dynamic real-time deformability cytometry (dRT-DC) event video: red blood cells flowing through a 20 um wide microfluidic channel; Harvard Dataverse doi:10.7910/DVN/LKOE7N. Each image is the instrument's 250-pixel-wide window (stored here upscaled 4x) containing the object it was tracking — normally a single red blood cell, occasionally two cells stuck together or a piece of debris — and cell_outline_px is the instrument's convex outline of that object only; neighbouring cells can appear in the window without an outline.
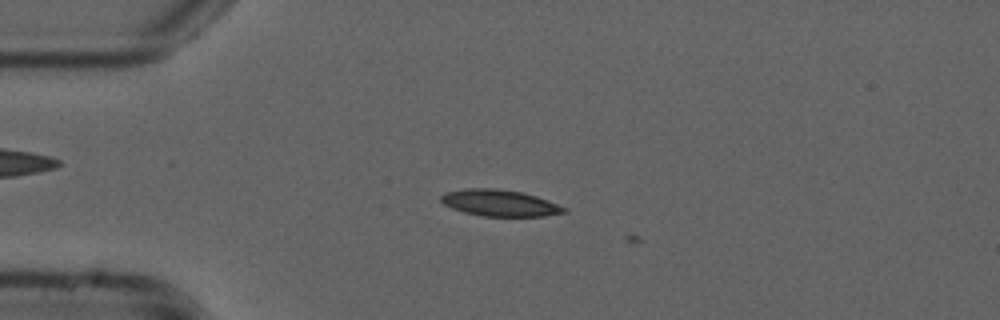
{"species": "common noctule bat (a hibernating species)", "species_latin": "Nyctalus noctula", "temperature_condition": "cold", "stored_images_in_passage": 4, "camera_frame_rate_fps": 3000, "um_per_image_px": 0.085, "animal": {"sex": "male", "forearm_length_mm": 52.5}, "frame": {"image": 1, "passage_image": 3, "time_ms": 0.667, "image_size_px": [1000, 320], "cell_outline_px": [[568, 212], [544, 216], [484, 216], [464, 212], [452, 208], [444, 204], [440, 200], [440, 196], [444, 192], [464, 188], [496, 188], [520, 192], [536, 196], [548, 200], [568, 208]], "centroid_in_image_um": [42.48, 17.25], "position_along_channel_um": 42.5, "area_um2": 19.07}}